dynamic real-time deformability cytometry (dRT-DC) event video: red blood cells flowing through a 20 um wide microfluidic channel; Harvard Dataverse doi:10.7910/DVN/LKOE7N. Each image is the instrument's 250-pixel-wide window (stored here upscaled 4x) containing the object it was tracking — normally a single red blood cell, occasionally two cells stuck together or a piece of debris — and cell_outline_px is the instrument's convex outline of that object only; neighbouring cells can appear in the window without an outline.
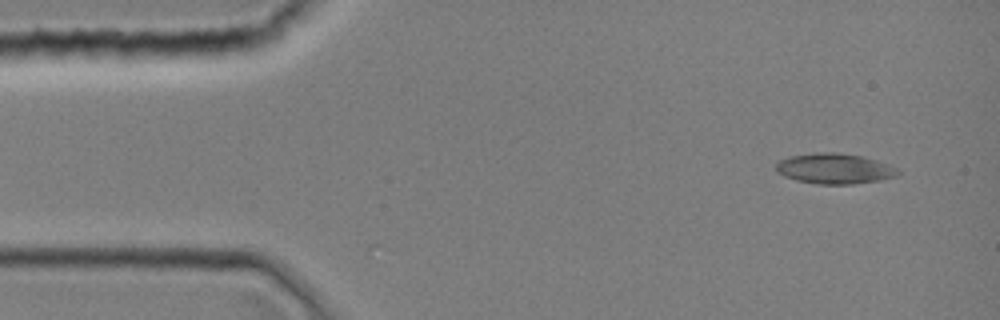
{"species": "common noctule bat (a hibernating species)", "species_latin": "Nyctalus noctula", "temperature_condition": "room temperature", "stored_images_in_passage": 1, "camera_frame_rate_fps": 3000, "um_per_image_px": 0.085, "animal": {"sex": "female", "body_mass_g": 19.0, "forearm_length_mm": 51.5}, "frame": {"image": 1, "passage_image": 1, "time_ms": 0.0, "image_size_px": [1000, 320], "cell_outline_px": [[900, 172], [896, 176], [880, 180], [852, 184], [816, 184], [796, 180], [784, 176], [776, 172], [776, 164], [780, 160], [788, 156], [816, 152], [836, 152], [860, 156], [876, 160], [888, 164], [896, 168]], "centroid_in_image_um": [70.9, 14.33], "position_along_channel_um": 14.1, "area_um2": 21.62}}